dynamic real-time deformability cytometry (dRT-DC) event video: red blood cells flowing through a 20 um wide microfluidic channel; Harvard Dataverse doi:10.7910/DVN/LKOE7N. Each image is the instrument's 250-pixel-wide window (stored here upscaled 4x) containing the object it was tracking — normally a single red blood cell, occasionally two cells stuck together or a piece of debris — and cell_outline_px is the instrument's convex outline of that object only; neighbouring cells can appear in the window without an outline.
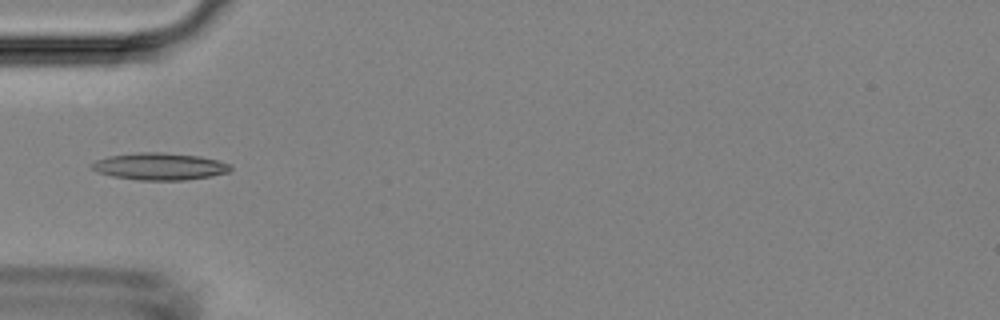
{"species": "Egyptian fruit bat (a non-hibernating species)", "species_latin": "Rousettus aegyptiacus", "temperature_condition": "room temperature", "stored_images_in_passage": 3, "camera_frame_rate_fps": 3000, "um_per_image_px": 0.085, "animal": {"sex": "female"}, "frame": {"image": 1, "passage_image": 2, "time_ms": 1.333, "image_size_px": [1000, 320], "cell_outline_px": [[232, 168], [228, 172], [212, 176], [184, 180], [136, 180], [112, 176], [96, 172], [88, 164], [96, 160], [108, 156], [136, 152], [164, 152], [200, 156], [220, 160], [232, 164]], "centroid_in_image_um": [13.57, 14.14], "position_along_channel_um": 71.4, "area_um2": 22.25}}